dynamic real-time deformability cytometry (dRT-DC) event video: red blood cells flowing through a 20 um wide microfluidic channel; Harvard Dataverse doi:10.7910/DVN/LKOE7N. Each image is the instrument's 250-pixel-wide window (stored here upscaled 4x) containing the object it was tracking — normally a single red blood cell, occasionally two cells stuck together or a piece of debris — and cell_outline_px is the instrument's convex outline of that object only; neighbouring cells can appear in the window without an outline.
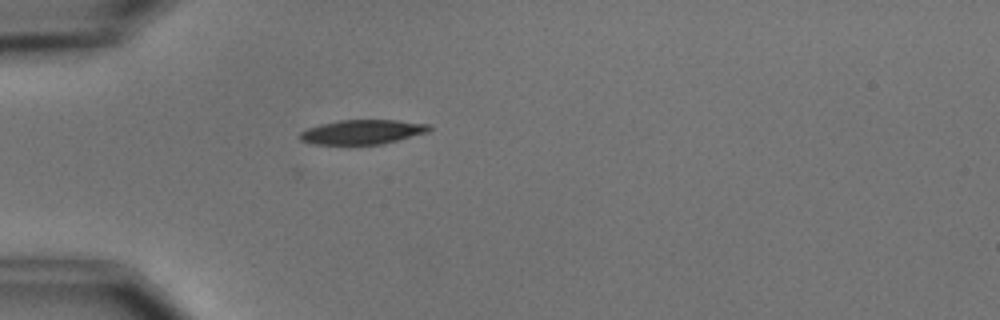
{"species": "common noctule bat (a hibernating species)", "species_latin": "Nyctalus noctula", "temperature_condition": "cold", "stored_images_in_passage": 3, "camera_frame_rate_fps": 3000, "um_per_image_px": 0.085, "animal": {"sex": "male", "body_mass_g": 15.6}, "frame": {"image": 1, "passage_image": 3, "time_ms": 2.667, "image_size_px": [1000, 320], "cell_outline_px": [[432, 128], [428, 132], [384, 144], [312, 144], [300, 140], [300, 132], [308, 128], [320, 124], [340, 120], [396, 120], [432, 124]], "centroid_in_image_um": [30.84, 11.21], "position_along_channel_um": 54.2, "area_um2": 18.5}}